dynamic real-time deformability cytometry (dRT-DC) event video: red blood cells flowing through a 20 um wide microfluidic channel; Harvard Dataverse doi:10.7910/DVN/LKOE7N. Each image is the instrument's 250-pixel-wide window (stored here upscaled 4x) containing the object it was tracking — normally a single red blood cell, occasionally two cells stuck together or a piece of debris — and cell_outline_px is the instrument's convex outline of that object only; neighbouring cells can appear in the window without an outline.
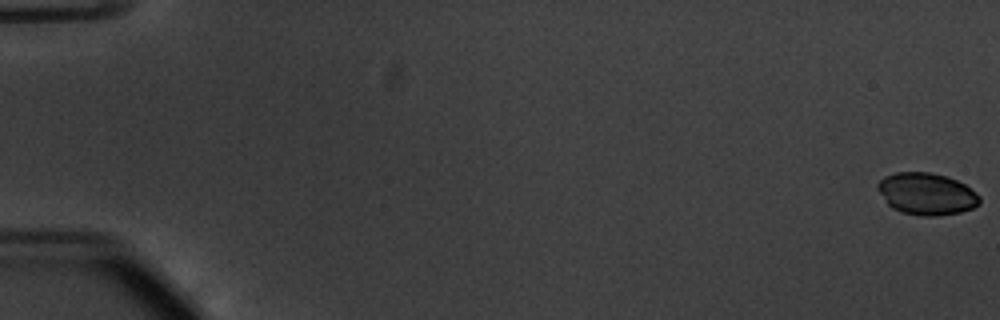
{"species": "common noctule bat (a hibernating species)", "species_latin": "Nyctalus noctula", "temperature_condition": "warm", "stored_images_in_passage": 13, "camera_frame_rate_fps": 3000, "um_per_image_px": 0.085, "animal": {"sex": "male", "body_mass_g": 20.1, "forearm_length_mm": 53.5}, "frame": {"image": 1, "passage_image": 1, "time_ms": 0.0, "image_size_px": [1000, 320], "cell_outline_px": [[980, 204], [972, 208], [960, 212], [936, 216], [920, 216], [900, 212], [892, 208], [888, 204], [876, 188], [876, 184], [884, 176], [896, 172], [932, 172], [948, 176], [964, 184], [976, 192], [980, 196]], "centroid_in_image_um": [78.75, 16.47], "position_along_channel_um": 6.3, "area_um2": 25.14}}